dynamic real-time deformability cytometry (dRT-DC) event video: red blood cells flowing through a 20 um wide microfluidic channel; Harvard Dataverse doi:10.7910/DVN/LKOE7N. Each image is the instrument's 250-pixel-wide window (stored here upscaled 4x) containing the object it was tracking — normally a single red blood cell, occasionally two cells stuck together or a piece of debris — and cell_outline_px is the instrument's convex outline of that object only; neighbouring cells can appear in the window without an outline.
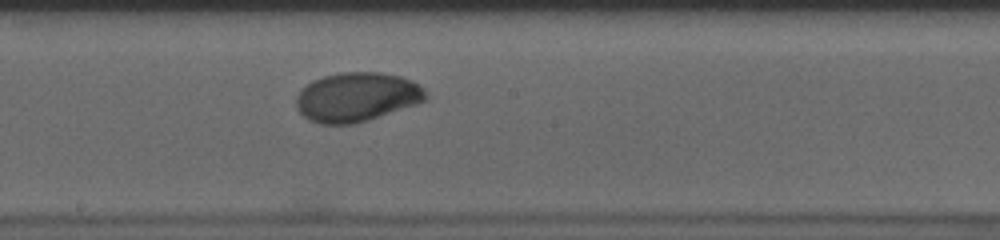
{"species": "human", "species_latin": "Homo sapiens", "temperature_condition": "cold", "stored_images_in_passage": 36, "camera_frame_rate_fps": 3000, "um_per_image_px": 0.085, "donor": {"sex": "male"}, "frame": {"image": 1, "passage_image": 19, "time_ms": 6.0, "image_size_px": [1000, 240], "cell_outline_px": [[428, 96], [424, 100], [416, 104], [356, 124], [320, 124], [308, 120], [300, 112], [296, 104], [296, 96], [300, 88], [312, 80], [324, 76], [340, 72], [380, 72], [400, 76], [412, 80], [424, 88], [428, 92]], "centroid_in_image_um": [30.31, 8.24], "position_along_channel_um": 217.9, "area_um2": 37.4}}
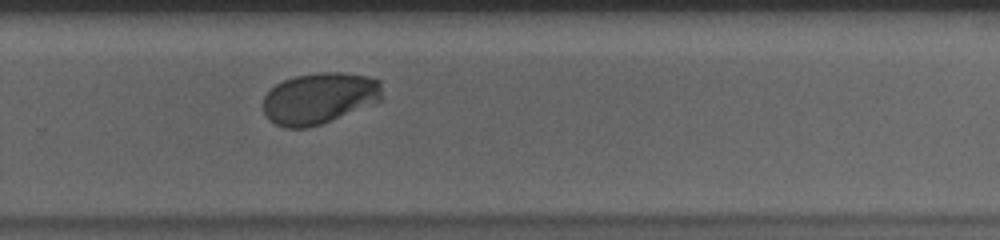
{"frame": {"image": 2, "passage_image": 26, "time_ms": 8.333, "image_size_px": [1000, 240], "cell_outline_px": [[380, 100], [320, 124], [308, 128], [284, 128], [268, 120], [260, 104], [264, 96], [276, 84], [292, 76], [316, 72], [340, 72], [368, 76], [380, 80]], "centroid_in_image_um": [27.05, 8.34], "position_along_channel_um": 302.7, "area_um2": 35.49}}
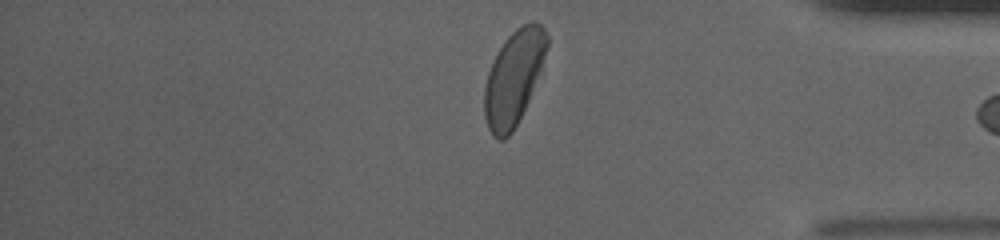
{"frame": {"image": 3, "passage_image": 35, "time_ms": 11.333, "image_size_px": [1000, 240], "cell_outline_px": [[548, 44], [540, 68], [528, 100], [512, 132], [504, 140], [500, 140], [492, 136], [488, 128], [484, 116], [484, 88], [488, 72], [500, 48], [508, 36], [516, 28], [532, 20], [540, 24], [544, 28], [548, 36]], "centroid_in_image_um": [43.64, 6.61], "position_along_channel_um": 391.6, "area_um2": 33.64}}